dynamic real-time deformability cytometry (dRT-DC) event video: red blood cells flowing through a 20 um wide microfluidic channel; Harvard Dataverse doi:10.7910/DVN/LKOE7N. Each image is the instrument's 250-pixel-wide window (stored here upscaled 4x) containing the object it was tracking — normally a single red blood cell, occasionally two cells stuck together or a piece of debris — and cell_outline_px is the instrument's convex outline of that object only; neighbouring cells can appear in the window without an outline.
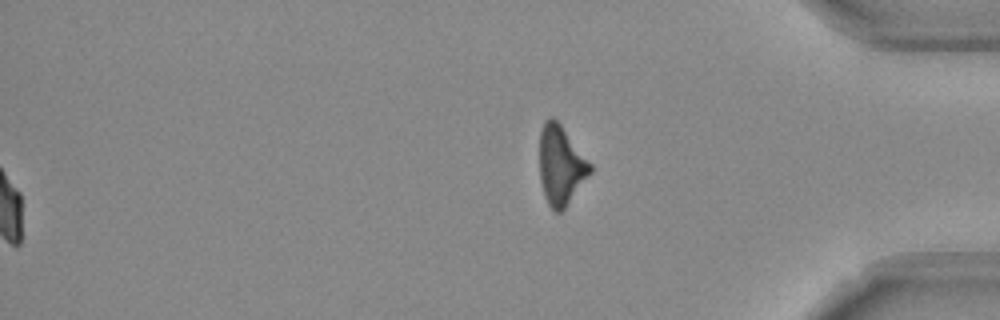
{"species": "Egyptian fruit bat (a non-hibernating species)", "species_latin": "Rousettus aegyptiacus", "temperature_condition": "room temperature", "stored_images_in_passage": 55, "segment_of_instrument_passage": [2, 2], "camera_frame_rate_fps": 3000, "um_per_image_px": 0.085, "frame": {"image": 1, "passage_image": 55, "time_ms": 18.0, "image_size_px": [1000, 320], "cell_outline_px": [[592, 172], [564, 208], [560, 212], [556, 212], [548, 204], [540, 180], [540, 132], [544, 120], [548, 116], [552, 116], [560, 124], [592, 164]], "centroid_in_image_um": [47.67, 14.02], "position_along_channel_um": 387.5, "area_um2": 23.12}}